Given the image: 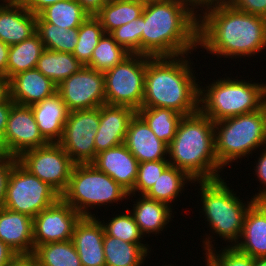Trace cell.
Segmentation results:
<instances>
[{"label":"cell","instance_id":"cell-1","mask_svg":"<svg viewBox=\"0 0 266 266\" xmlns=\"http://www.w3.org/2000/svg\"><path fill=\"white\" fill-rule=\"evenodd\" d=\"M198 49L203 50L197 54L206 50L212 59L238 58V62L265 55L266 18L239 11L225 1L206 5L199 10Z\"/></svg>","mask_w":266,"mask_h":266},{"label":"cell","instance_id":"cell-2","mask_svg":"<svg viewBox=\"0 0 266 266\" xmlns=\"http://www.w3.org/2000/svg\"><path fill=\"white\" fill-rule=\"evenodd\" d=\"M198 26L199 11L186 0L146 4L142 12V54H194L198 50Z\"/></svg>","mask_w":266,"mask_h":266},{"label":"cell","instance_id":"cell-3","mask_svg":"<svg viewBox=\"0 0 266 266\" xmlns=\"http://www.w3.org/2000/svg\"><path fill=\"white\" fill-rule=\"evenodd\" d=\"M190 56L151 57L147 61L142 107L169 108L184 116L199 111L200 80L197 63Z\"/></svg>","mask_w":266,"mask_h":266},{"label":"cell","instance_id":"cell-4","mask_svg":"<svg viewBox=\"0 0 266 266\" xmlns=\"http://www.w3.org/2000/svg\"><path fill=\"white\" fill-rule=\"evenodd\" d=\"M224 179L225 177L216 180L194 181L192 184V186L199 187L195 189L198 190L202 205H198L202 208L199 209V214L202 212L201 215H203L199 217L204 218L208 226L206 228L209 230V233L207 231L205 235L200 236L205 238H199L202 239L200 242H202L203 255L210 249L217 248V245L219 247L218 242L217 244L215 242L218 241L215 240L217 238L222 239L220 243L224 240L222 244H227L225 245L227 247L234 246L241 237L246 213L256 202L252 197L250 199L245 196V199H248L246 201L243 197L240 198L239 194L237 196L234 189L230 188L232 186H229V181Z\"/></svg>","mask_w":266,"mask_h":266},{"label":"cell","instance_id":"cell-5","mask_svg":"<svg viewBox=\"0 0 266 266\" xmlns=\"http://www.w3.org/2000/svg\"><path fill=\"white\" fill-rule=\"evenodd\" d=\"M167 159L195 181L222 178L225 170L215 155L214 122L200 111L184 116L168 145Z\"/></svg>","mask_w":266,"mask_h":266},{"label":"cell","instance_id":"cell-6","mask_svg":"<svg viewBox=\"0 0 266 266\" xmlns=\"http://www.w3.org/2000/svg\"><path fill=\"white\" fill-rule=\"evenodd\" d=\"M199 81V111L213 122L261 109L266 103V82L242 75ZM236 78V79H235ZM243 78V79H242ZM255 81V82H254ZM202 85V86H201Z\"/></svg>","mask_w":266,"mask_h":266},{"label":"cell","instance_id":"cell-7","mask_svg":"<svg viewBox=\"0 0 266 266\" xmlns=\"http://www.w3.org/2000/svg\"><path fill=\"white\" fill-rule=\"evenodd\" d=\"M214 142L215 155L224 169L240 159L249 160L250 155L252 158L266 146L265 105L257 111L214 122Z\"/></svg>","mask_w":266,"mask_h":266},{"label":"cell","instance_id":"cell-8","mask_svg":"<svg viewBox=\"0 0 266 266\" xmlns=\"http://www.w3.org/2000/svg\"><path fill=\"white\" fill-rule=\"evenodd\" d=\"M129 193L92 163L75 164L69 185L61 198L81 216H97L92 210L114 206L128 199ZM121 201V202H120ZM119 202V203H118ZM107 206V207H105ZM93 212V213H92Z\"/></svg>","mask_w":266,"mask_h":266},{"label":"cell","instance_id":"cell-9","mask_svg":"<svg viewBox=\"0 0 266 266\" xmlns=\"http://www.w3.org/2000/svg\"><path fill=\"white\" fill-rule=\"evenodd\" d=\"M60 198L61 195L54 188L16 161L10 172L2 206L34 218Z\"/></svg>","mask_w":266,"mask_h":266},{"label":"cell","instance_id":"cell-10","mask_svg":"<svg viewBox=\"0 0 266 266\" xmlns=\"http://www.w3.org/2000/svg\"><path fill=\"white\" fill-rule=\"evenodd\" d=\"M150 56L129 54L104 72L106 104L127 106L136 112L142 107L146 64Z\"/></svg>","mask_w":266,"mask_h":266},{"label":"cell","instance_id":"cell-11","mask_svg":"<svg viewBox=\"0 0 266 266\" xmlns=\"http://www.w3.org/2000/svg\"><path fill=\"white\" fill-rule=\"evenodd\" d=\"M100 124V107L73 110L68 114L57 142L75 164L92 163L96 156L95 136Z\"/></svg>","mask_w":266,"mask_h":266},{"label":"cell","instance_id":"cell-12","mask_svg":"<svg viewBox=\"0 0 266 266\" xmlns=\"http://www.w3.org/2000/svg\"><path fill=\"white\" fill-rule=\"evenodd\" d=\"M17 161L31 174L48 183L62 195L70 181L75 163L58 143L23 152Z\"/></svg>","mask_w":266,"mask_h":266},{"label":"cell","instance_id":"cell-13","mask_svg":"<svg viewBox=\"0 0 266 266\" xmlns=\"http://www.w3.org/2000/svg\"><path fill=\"white\" fill-rule=\"evenodd\" d=\"M69 111L93 109L106 104L104 73L83 66L57 86Z\"/></svg>","mask_w":266,"mask_h":266},{"label":"cell","instance_id":"cell-14","mask_svg":"<svg viewBox=\"0 0 266 266\" xmlns=\"http://www.w3.org/2000/svg\"><path fill=\"white\" fill-rule=\"evenodd\" d=\"M82 216L60 198L33 218L34 249L37 246L69 241Z\"/></svg>","mask_w":266,"mask_h":266},{"label":"cell","instance_id":"cell-15","mask_svg":"<svg viewBox=\"0 0 266 266\" xmlns=\"http://www.w3.org/2000/svg\"><path fill=\"white\" fill-rule=\"evenodd\" d=\"M10 156L18 158L23 152L48 144L40 133L30 106L13 104L3 135Z\"/></svg>","mask_w":266,"mask_h":266},{"label":"cell","instance_id":"cell-16","mask_svg":"<svg viewBox=\"0 0 266 266\" xmlns=\"http://www.w3.org/2000/svg\"><path fill=\"white\" fill-rule=\"evenodd\" d=\"M99 216H82L77 222L72 242L82 266H106L103 247L105 230Z\"/></svg>","mask_w":266,"mask_h":266},{"label":"cell","instance_id":"cell-17","mask_svg":"<svg viewBox=\"0 0 266 266\" xmlns=\"http://www.w3.org/2000/svg\"><path fill=\"white\" fill-rule=\"evenodd\" d=\"M136 113L127 106L109 104L100 106V124L94 143L97 154L125 142L130 120Z\"/></svg>","mask_w":266,"mask_h":266},{"label":"cell","instance_id":"cell-18","mask_svg":"<svg viewBox=\"0 0 266 266\" xmlns=\"http://www.w3.org/2000/svg\"><path fill=\"white\" fill-rule=\"evenodd\" d=\"M136 196V194L128 195L127 202L131 200L134 204L132 203L133 206H130L132 207L131 210L128 207L126 208L132 214L144 237L150 238L151 234H154L155 237L162 235L165 229L167 232L168 226L169 228L171 226L169 223L174 221V213L177 212L166 203L149 199L144 195H138L139 198Z\"/></svg>","mask_w":266,"mask_h":266},{"label":"cell","instance_id":"cell-19","mask_svg":"<svg viewBox=\"0 0 266 266\" xmlns=\"http://www.w3.org/2000/svg\"><path fill=\"white\" fill-rule=\"evenodd\" d=\"M92 164L109 175L128 193L133 190L139 162L124 143L99 152Z\"/></svg>","mask_w":266,"mask_h":266},{"label":"cell","instance_id":"cell-20","mask_svg":"<svg viewBox=\"0 0 266 266\" xmlns=\"http://www.w3.org/2000/svg\"><path fill=\"white\" fill-rule=\"evenodd\" d=\"M36 20L23 2H0V40L11 46L30 38L36 33Z\"/></svg>","mask_w":266,"mask_h":266},{"label":"cell","instance_id":"cell-21","mask_svg":"<svg viewBox=\"0 0 266 266\" xmlns=\"http://www.w3.org/2000/svg\"><path fill=\"white\" fill-rule=\"evenodd\" d=\"M124 144L139 163L168 160V145L158 139L137 113L130 120Z\"/></svg>","mask_w":266,"mask_h":266},{"label":"cell","instance_id":"cell-22","mask_svg":"<svg viewBox=\"0 0 266 266\" xmlns=\"http://www.w3.org/2000/svg\"><path fill=\"white\" fill-rule=\"evenodd\" d=\"M0 240L17 255L33 254V218L0 207Z\"/></svg>","mask_w":266,"mask_h":266},{"label":"cell","instance_id":"cell-23","mask_svg":"<svg viewBox=\"0 0 266 266\" xmlns=\"http://www.w3.org/2000/svg\"><path fill=\"white\" fill-rule=\"evenodd\" d=\"M57 92V85L38 69L20 72L10 79V97L15 104L31 106Z\"/></svg>","mask_w":266,"mask_h":266},{"label":"cell","instance_id":"cell-24","mask_svg":"<svg viewBox=\"0 0 266 266\" xmlns=\"http://www.w3.org/2000/svg\"><path fill=\"white\" fill-rule=\"evenodd\" d=\"M234 247L252 258L266 257V201H256L248 209L241 237Z\"/></svg>","mask_w":266,"mask_h":266},{"label":"cell","instance_id":"cell-25","mask_svg":"<svg viewBox=\"0 0 266 266\" xmlns=\"http://www.w3.org/2000/svg\"><path fill=\"white\" fill-rule=\"evenodd\" d=\"M40 133L49 143H57L62 136L69 110L61 96H53L30 106Z\"/></svg>","mask_w":266,"mask_h":266},{"label":"cell","instance_id":"cell-26","mask_svg":"<svg viewBox=\"0 0 266 266\" xmlns=\"http://www.w3.org/2000/svg\"><path fill=\"white\" fill-rule=\"evenodd\" d=\"M148 242L145 244L128 243L105 233L103 247L106 266H144L152 253V245L149 246Z\"/></svg>","mask_w":266,"mask_h":266},{"label":"cell","instance_id":"cell-27","mask_svg":"<svg viewBox=\"0 0 266 266\" xmlns=\"http://www.w3.org/2000/svg\"><path fill=\"white\" fill-rule=\"evenodd\" d=\"M194 181L185 171L169 165L144 196L173 208V204L178 201L182 193L189 190L185 187L191 186Z\"/></svg>","mask_w":266,"mask_h":266},{"label":"cell","instance_id":"cell-28","mask_svg":"<svg viewBox=\"0 0 266 266\" xmlns=\"http://www.w3.org/2000/svg\"><path fill=\"white\" fill-rule=\"evenodd\" d=\"M44 50L45 46L37 33L18 44L11 45L8 52L7 78L10 80L20 72L35 69Z\"/></svg>","mask_w":266,"mask_h":266},{"label":"cell","instance_id":"cell-29","mask_svg":"<svg viewBox=\"0 0 266 266\" xmlns=\"http://www.w3.org/2000/svg\"><path fill=\"white\" fill-rule=\"evenodd\" d=\"M83 66L72 53L45 49L37 61L36 69L58 86Z\"/></svg>","mask_w":266,"mask_h":266},{"label":"cell","instance_id":"cell-30","mask_svg":"<svg viewBox=\"0 0 266 266\" xmlns=\"http://www.w3.org/2000/svg\"><path fill=\"white\" fill-rule=\"evenodd\" d=\"M144 4L138 0H109L95 15L105 31L111 33L116 28L139 18Z\"/></svg>","mask_w":266,"mask_h":266},{"label":"cell","instance_id":"cell-31","mask_svg":"<svg viewBox=\"0 0 266 266\" xmlns=\"http://www.w3.org/2000/svg\"><path fill=\"white\" fill-rule=\"evenodd\" d=\"M137 114L147 123L158 139L167 145L174 139L178 125L184 117L173 109L161 107H141Z\"/></svg>","mask_w":266,"mask_h":266},{"label":"cell","instance_id":"cell-32","mask_svg":"<svg viewBox=\"0 0 266 266\" xmlns=\"http://www.w3.org/2000/svg\"><path fill=\"white\" fill-rule=\"evenodd\" d=\"M89 14L76 0H64L43 9L36 22H48L67 29L79 28Z\"/></svg>","mask_w":266,"mask_h":266},{"label":"cell","instance_id":"cell-33","mask_svg":"<svg viewBox=\"0 0 266 266\" xmlns=\"http://www.w3.org/2000/svg\"><path fill=\"white\" fill-rule=\"evenodd\" d=\"M32 255L37 266H82L72 240L37 246Z\"/></svg>","mask_w":266,"mask_h":266},{"label":"cell","instance_id":"cell-34","mask_svg":"<svg viewBox=\"0 0 266 266\" xmlns=\"http://www.w3.org/2000/svg\"><path fill=\"white\" fill-rule=\"evenodd\" d=\"M36 33L45 49L73 53L78 42V28H63L48 22H36Z\"/></svg>","mask_w":266,"mask_h":266},{"label":"cell","instance_id":"cell-35","mask_svg":"<svg viewBox=\"0 0 266 266\" xmlns=\"http://www.w3.org/2000/svg\"><path fill=\"white\" fill-rule=\"evenodd\" d=\"M129 54L114 40L110 33H104L86 66L104 73L120 63Z\"/></svg>","mask_w":266,"mask_h":266},{"label":"cell","instance_id":"cell-36","mask_svg":"<svg viewBox=\"0 0 266 266\" xmlns=\"http://www.w3.org/2000/svg\"><path fill=\"white\" fill-rule=\"evenodd\" d=\"M119 213L113 214V217H109V219L106 217L104 220H100L105 233L124 242L144 244L146 239L129 210L126 208V211H120Z\"/></svg>","mask_w":266,"mask_h":266},{"label":"cell","instance_id":"cell-37","mask_svg":"<svg viewBox=\"0 0 266 266\" xmlns=\"http://www.w3.org/2000/svg\"><path fill=\"white\" fill-rule=\"evenodd\" d=\"M104 33L101 22L96 16L89 15L78 28V42L72 54L84 66L90 62L93 51Z\"/></svg>","mask_w":266,"mask_h":266},{"label":"cell","instance_id":"cell-38","mask_svg":"<svg viewBox=\"0 0 266 266\" xmlns=\"http://www.w3.org/2000/svg\"><path fill=\"white\" fill-rule=\"evenodd\" d=\"M142 15L113 30L114 40L130 54H142Z\"/></svg>","mask_w":266,"mask_h":266},{"label":"cell","instance_id":"cell-39","mask_svg":"<svg viewBox=\"0 0 266 266\" xmlns=\"http://www.w3.org/2000/svg\"><path fill=\"white\" fill-rule=\"evenodd\" d=\"M169 165L168 160L139 163L135 185L129 194L145 195Z\"/></svg>","mask_w":266,"mask_h":266},{"label":"cell","instance_id":"cell-40","mask_svg":"<svg viewBox=\"0 0 266 266\" xmlns=\"http://www.w3.org/2000/svg\"><path fill=\"white\" fill-rule=\"evenodd\" d=\"M219 248V249H218ZM213 266H254V258L238 251L234 246H219L204 255Z\"/></svg>","mask_w":266,"mask_h":266},{"label":"cell","instance_id":"cell-41","mask_svg":"<svg viewBox=\"0 0 266 266\" xmlns=\"http://www.w3.org/2000/svg\"><path fill=\"white\" fill-rule=\"evenodd\" d=\"M261 149L255 152L257 153L254 154L257 160L255 159L254 166H251L254 170L253 174L256 177L255 180L259 181V185L262 184V188L260 186L256 187L258 192L253 193L254 195L251 196L256 201H266V146ZM257 155L259 156L257 157Z\"/></svg>","mask_w":266,"mask_h":266},{"label":"cell","instance_id":"cell-42","mask_svg":"<svg viewBox=\"0 0 266 266\" xmlns=\"http://www.w3.org/2000/svg\"><path fill=\"white\" fill-rule=\"evenodd\" d=\"M225 2L244 13L266 18V0H225Z\"/></svg>","mask_w":266,"mask_h":266},{"label":"cell","instance_id":"cell-43","mask_svg":"<svg viewBox=\"0 0 266 266\" xmlns=\"http://www.w3.org/2000/svg\"><path fill=\"white\" fill-rule=\"evenodd\" d=\"M17 161L15 157L0 159V207H2L11 169Z\"/></svg>","mask_w":266,"mask_h":266},{"label":"cell","instance_id":"cell-44","mask_svg":"<svg viewBox=\"0 0 266 266\" xmlns=\"http://www.w3.org/2000/svg\"><path fill=\"white\" fill-rule=\"evenodd\" d=\"M64 0H24V6L33 14L38 15L46 7Z\"/></svg>","mask_w":266,"mask_h":266},{"label":"cell","instance_id":"cell-45","mask_svg":"<svg viewBox=\"0 0 266 266\" xmlns=\"http://www.w3.org/2000/svg\"><path fill=\"white\" fill-rule=\"evenodd\" d=\"M90 15L95 16L109 0H76Z\"/></svg>","mask_w":266,"mask_h":266},{"label":"cell","instance_id":"cell-46","mask_svg":"<svg viewBox=\"0 0 266 266\" xmlns=\"http://www.w3.org/2000/svg\"><path fill=\"white\" fill-rule=\"evenodd\" d=\"M14 102L9 97L5 102L0 103V136L3 138L5 133L6 123Z\"/></svg>","mask_w":266,"mask_h":266},{"label":"cell","instance_id":"cell-47","mask_svg":"<svg viewBox=\"0 0 266 266\" xmlns=\"http://www.w3.org/2000/svg\"><path fill=\"white\" fill-rule=\"evenodd\" d=\"M4 266H37L35 257L30 255H17Z\"/></svg>","mask_w":266,"mask_h":266},{"label":"cell","instance_id":"cell-48","mask_svg":"<svg viewBox=\"0 0 266 266\" xmlns=\"http://www.w3.org/2000/svg\"><path fill=\"white\" fill-rule=\"evenodd\" d=\"M9 47L0 40V75H4L6 78Z\"/></svg>","mask_w":266,"mask_h":266},{"label":"cell","instance_id":"cell-49","mask_svg":"<svg viewBox=\"0 0 266 266\" xmlns=\"http://www.w3.org/2000/svg\"><path fill=\"white\" fill-rule=\"evenodd\" d=\"M17 254L0 240V266L9 263Z\"/></svg>","mask_w":266,"mask_h":266},{"label":"cell","instance_id":"cell-50","mask_svg":"<svg viewBox=\"0 0 266 266\" xmlns=\"http://www.w3.org/2000/svg\"><path fill=\"white\" fill-rule=\"evenodd\" d=\"M10 97V80L4 75H0V103L5 102Z\"/></svg>","mask_w":266,"mask_h":266},{"label":"cell","instance_id":"cell-51","mask_svg":"<svg viewBox=\"0 0 266 266\" xmlns=\"http://www.w3.org/2000/svg\"><path fill=\"white\" fill-rule=\"evenodd\" d=\"M189 3H191L198 11L209 4L217 3V2H222L225 0H186Z\"/></svg>","mask_w":266,"mask_h":266},{"label":"cell","instance_id":"cell-52","mask_svg":"<svg viewBox=\"0 0 266 266\" xmlns=\"http://www.w3.org/2000/svg\"><path fill=\"white\" fill-rule=\"evenodd\" d=\"M8 157H10V155L4 146L2 137L0 136V159H4Z\"/></svg>","mask_w":266,"mask_h":266},{"label":"cell","instance_id":"cell-53","mask_svg":"<svg viewBox=\"0 0 266 266\" xmlns=\"http://www.w3.org/2000/svg\"><path fill=\"white\" fill-rule=\"evenodd\" d=\"M254 266H266V257L254 258Z\"/></svg>","mask_w":266,"mask_h":266},{"label":"cell","instance_id":"cell-54","mask_svg":"<svg viewBox=\"0 0 266 266\" xmlns=\"http://www.w3.org/2000/svg\"><path fill=\"white\" fill-rule=\"evenodd\" d=\"M138 1L141 2L142 4L146 5V4H150V3L163 2L166 0H138Z\"/></svg>","mask_w":266,"mask_h":266},{"label":"cell","instance_id":"cell-55","mask_svg":"<svg viewBox=\"0 0 266 266\" xmlns=\"http://www.w3.org/2000/svg\"><path fill=\"white\" fill-rule=\"evenodd\" d=\"M201 259L203 258V262L205 263V266H213L206 258L204 259V256L200 257ZM205 260V261H204Z\"/></svg>","mask_w":266,"mask_h":266},{"label":"cell","instance_id":"cell-56","mask_svg":"<svg viewBox=\"0 0 266 266\" xmlns=\"http://www.w3.org/2000/svg\"><path fill=\"white\" fill-rule=\"evenodd\" d=\"M24 0H0V2H23Z\"/></svg>","mask_w":266,"mask_h":266},{"label":"cell","instance_id":"cell-57","mask_svg":"<svg viewBox=\"0 0 266 266\" xmlns=\"http://www.w3.org/2000/svg\"><path fill=\"white\" fill-rule=\"evenodd\" d=\"M265 142H266V103H265Z\"/></svg>","mask_w":266,"mask_h":266},{"label":"cell","instance_id":"cell-58","mask_svg":"<svg viewBox=\"0 0 266 266\" xmlns=\"http://www.w3.org/2000/svg\"><path fill=\"white\" fill-rule=\"evenodd\" d=\"M162 266H174V264L172 265V264L170 263V264L167 265V264L165 263V265H162ZM175 266H176V263H175Z\"/></svg>","mask_w":266,"mask_h":266}]
</instances>
